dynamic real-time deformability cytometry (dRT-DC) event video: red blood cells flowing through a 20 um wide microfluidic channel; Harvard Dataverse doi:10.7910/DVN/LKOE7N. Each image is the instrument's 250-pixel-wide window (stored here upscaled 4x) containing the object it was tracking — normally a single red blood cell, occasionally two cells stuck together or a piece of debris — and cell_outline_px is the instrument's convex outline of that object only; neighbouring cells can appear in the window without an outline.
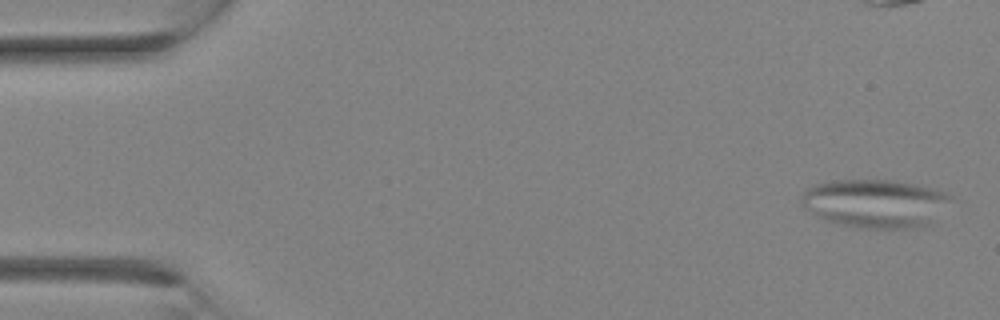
{"species": "Egyptian fruit bat (a non-hibernating species)", "species_latin": "Rousettus aegyptiacus", "temperature_condition": "room temperature", "stored_images_in_passage": 19, "camera_frame_rate_fps": 3000, "um_per_image_px": 0.085, "animal": {"sex": "female"}, "frame": {"image": 1, "passage_image": 1, "time_ms": 0.0, "image_size_px": [1000, 320], "cell_outline_px": [[952, 196], [932, 220], [916, 228], [856, 228], [828, 220], [816, 216], [804, 208], [800, 204], [800, 196], [804, 188], [812, 184], [832, 180], [892, 180], [932, 188], [944, 192]], "centroid_in_image_um": [74.26, 17.27], "position_along_channel_um": 10.7, "area_um2": 41.85}}